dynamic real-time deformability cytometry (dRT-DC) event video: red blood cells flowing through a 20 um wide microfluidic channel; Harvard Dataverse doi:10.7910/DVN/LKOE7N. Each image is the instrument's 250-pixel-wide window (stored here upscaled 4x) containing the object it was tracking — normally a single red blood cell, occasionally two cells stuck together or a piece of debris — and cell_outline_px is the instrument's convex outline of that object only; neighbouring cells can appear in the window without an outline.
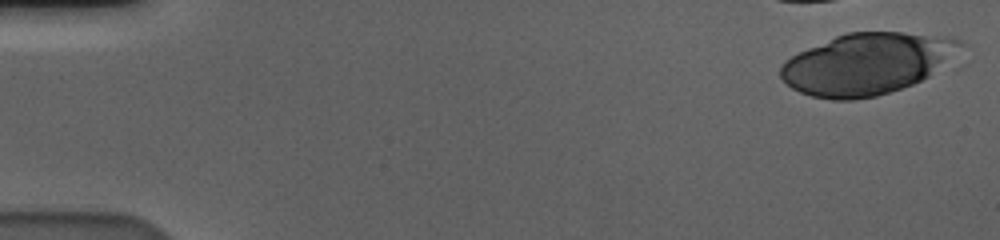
{"species": "human", "species_latin": "Homo sapiens", "temperature_condition": "cold", "stored_images_in_passage": 9, "camera_frame_rate_fps": 3000, "um_per_image_px": 0.085, "donor": {"sex": "male"}, "frame": {"image": 1, "passage_image": 1, "time_ms": 0.0, "image_size_px": [1000, 240], "cell_outline_px": [[968, 44], [928, 76], [912, 84], [876, 96], [852, 100], [832, 100], [812, 96], [800, 92], [792, 88], [780, 76], [780, 68], [784, 60], [808, 48], [836, 36], [848, 32], [900, 32], [948, 36], [960, 40]], "centroid_in_image_um": [73.69, 5.41], "position_along_channel_um": 11.3, "area_um2": 63.87}}